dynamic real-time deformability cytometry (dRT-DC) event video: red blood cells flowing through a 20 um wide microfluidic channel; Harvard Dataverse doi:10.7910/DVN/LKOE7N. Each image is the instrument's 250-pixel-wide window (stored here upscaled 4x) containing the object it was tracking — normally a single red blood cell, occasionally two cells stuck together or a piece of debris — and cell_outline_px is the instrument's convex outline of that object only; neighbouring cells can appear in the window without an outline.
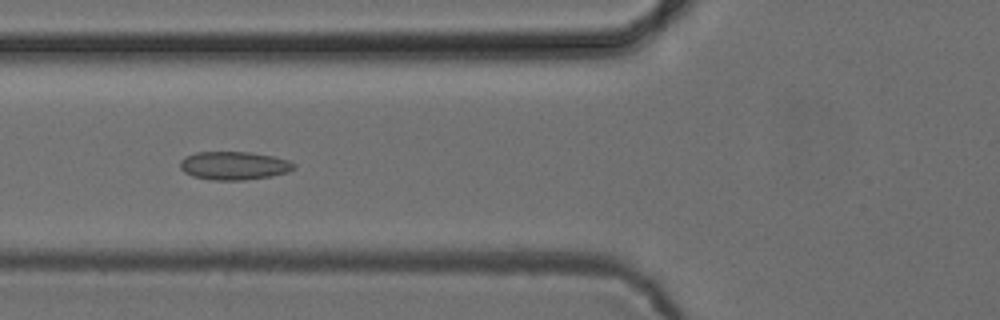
{"species": "common noctule bat (a hibernating species)", "species_latin": "Nyctalus noctula", "temperature_condition": "cold", "stored_images_in_passage": 18, "camera_frame_rate_fps": 3000, "um_per_image_px": 0.085, "animal": {"sex": "female", "body_mass_g": 24.6, "forearm_length_mm": 56.2}, "frame": {"image": 1, "passage_image": 16, "time_ms": 5.0, "image_size_px": [1000, 320], "cell_outline_px": [[296, 168], [288, 172], [272, 176], [244, 180], [212, 180], [192, 176], [184, 172], [180, 168], [180, 160], [184, 156], [196, 152], [252, 152], [272, 156], [288, 160], [296, 164]], "centroid_in_image_um": [19.89, 14.08], "position_along_channel_um": 105.9, "area_um2": 18.96}}